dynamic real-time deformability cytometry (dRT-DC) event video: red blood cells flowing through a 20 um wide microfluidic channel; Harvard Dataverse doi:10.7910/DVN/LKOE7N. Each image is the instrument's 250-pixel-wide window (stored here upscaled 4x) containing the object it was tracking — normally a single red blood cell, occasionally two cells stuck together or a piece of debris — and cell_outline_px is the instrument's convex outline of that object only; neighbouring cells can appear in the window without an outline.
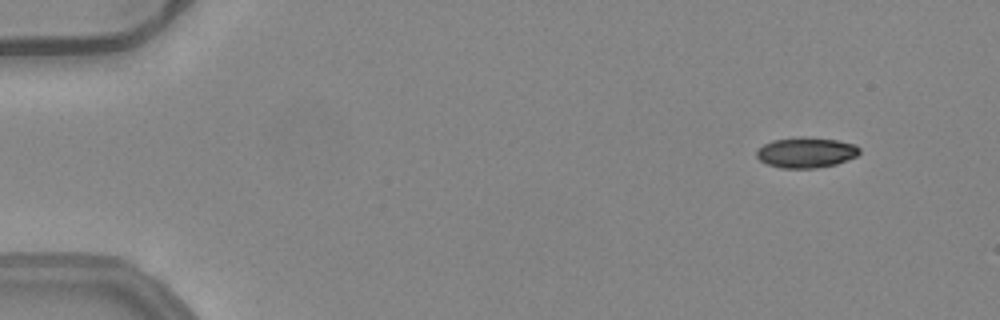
{"species": "common noctule bat (a hibernating species)", "species_latin": "Nyctalus noctula", "temperature_condition": "warm", "stored_images_in_passage": 49, "camera_frame_rate_fps": 3000, "um_per_image_px": 0.085, "animal": {"sex": "female", "body_mass_g": 24.6, "forearm_length_mm": 56.2}, "frame": {"image": 1, "passage_image": 2, "time_ms": 0.333, "image_size_px": [1000, 320], "cell_outline_px": [[860, 152], [856, 156], [836, 164], [816, 168], [780, 168], [768, 164], [760, 160], [756, 156], [756, 148], [772, 140], [800, 136], [836, 140], [856, 144], [860, 148]], "centroid_in_image_um": [68.49, 12.95], "position_along_channel_um": 16.5, "area_um2": 18.38}}
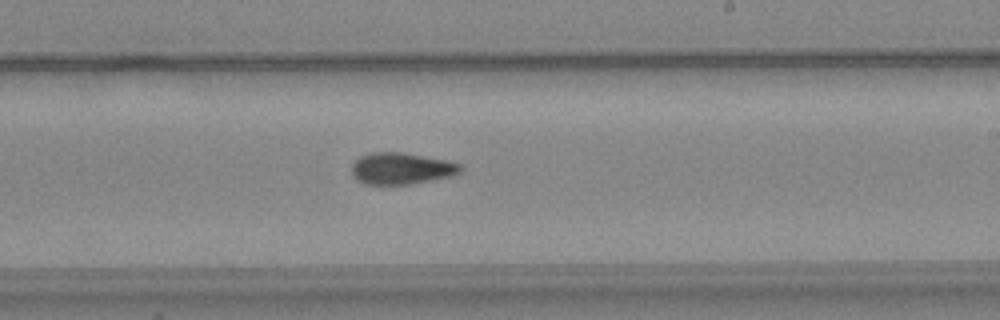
{"frame": {"image": 2, "passage_image": 29, "time_ms": 9.333, "image_size_px": [1000, 320], "cell_outline_px": [[460, 172], [452, 176], [408, 184], [364, 184], [356, 180], [352, 172], [352, 164], [360, 156], [372, 152], [400, 152], [444, 160], [460, 164]], "centroid_in_image_um": [34.06, 14.32], "position_along_channel_um": 254.9, "area_um2": 19.71}}
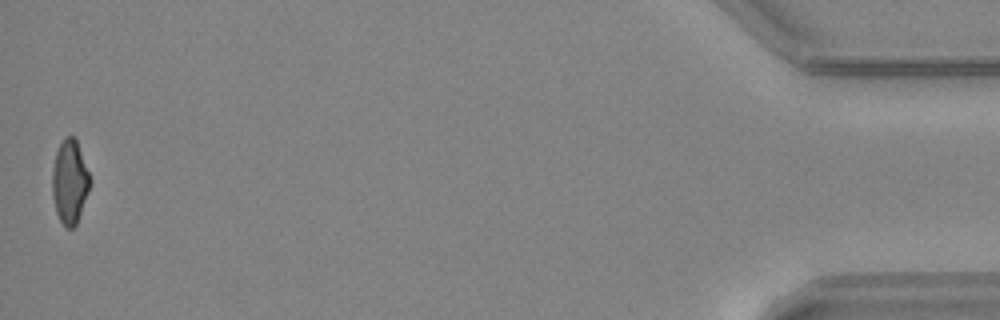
{"frame": {"image": 3, "passage_image": 49, "time_ms": 16.0, "image_size_px": [1000, 320], "cell_outline_px": [[92, 180], [88, 192], [76, 224], [72, 228], [68, 228], [60, 220], [56, 212], [52, 196], [52, 172], [56, 152], [64, 136], [72, 136], [76, 140]], "centroid_in_image_um": [5.92, 15.44], "position_along_channel_um": 429.3, "area_um2": 18.26}, "authors_computed_cell_mechanics": {"area_um2": 19.7098, "velocity_mm_per_s": 3.9955, "shape_relaxation_time_tau1_ms": null, "shape_relaxation_time_tau2_ms": 5.9523, "deformation_change_tau1": null, "deformation_change_tau2": 0.1355}}